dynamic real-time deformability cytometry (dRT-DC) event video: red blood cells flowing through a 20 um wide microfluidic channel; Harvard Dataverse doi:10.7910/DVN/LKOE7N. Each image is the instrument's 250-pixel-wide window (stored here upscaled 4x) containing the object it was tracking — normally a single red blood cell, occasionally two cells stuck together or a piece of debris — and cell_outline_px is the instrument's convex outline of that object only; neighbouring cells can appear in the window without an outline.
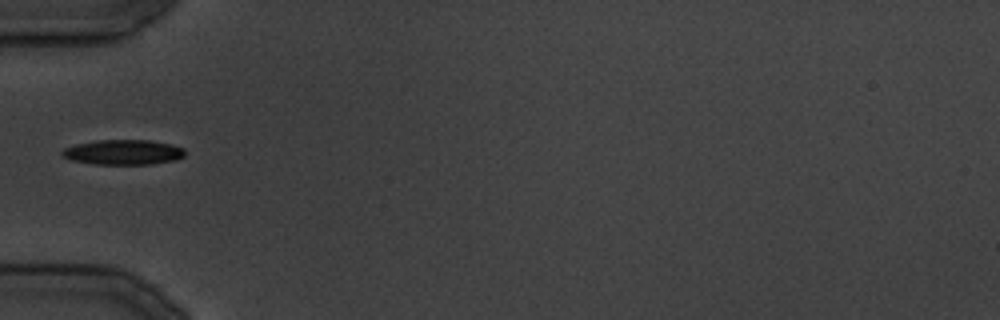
{"species": "common noctule bat (a hibernating species)", "species_latin": "Nyctalus noctula", "temperature_condition": "cold", "stored_images_in_passage": 24, "camera_frame_rate_fps": 3000, "um_per_image_px": 0.085, "animal": {"sex": "male", "body_mass_g": 19.5, "forearm_length_mm": 54.6}, "frame": {"image": 1, "passage_image": 1, "time_ms": 0.0, "image_size_px": [1000, 320], "cell_outline_px": [[184, 156], [176, 160], [152, 164], [96, 164], [72, 160], [60, 156], [60, 152], [64, 148], [76, 144], [96, 140], [148, 140], [168, 144], [184, 148]], "centroid_in_image_um": [10.44, 12.94], "position_along_channel_um": 74.6, "area_um2": 17.86}}
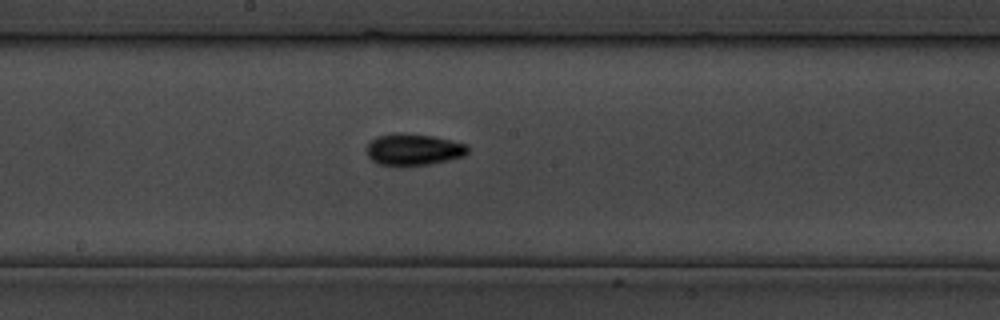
{"frame": {"image": 2, "passage_image": 8, "time_ms": 8.667, "image_size_px": [1000, 320], "cell_outline_px": [[468, 152], [464, 156], [448, 160], [428, 164], [396, 168], [380, 164], [372, 160], [368, 156], [364, 148], [376, 136], [432, 136], [468, 144]], "centroid_in_image_um": [35.14, 12.79], "position_along_channel_um": 213.1, "area_um2": 18.26}}
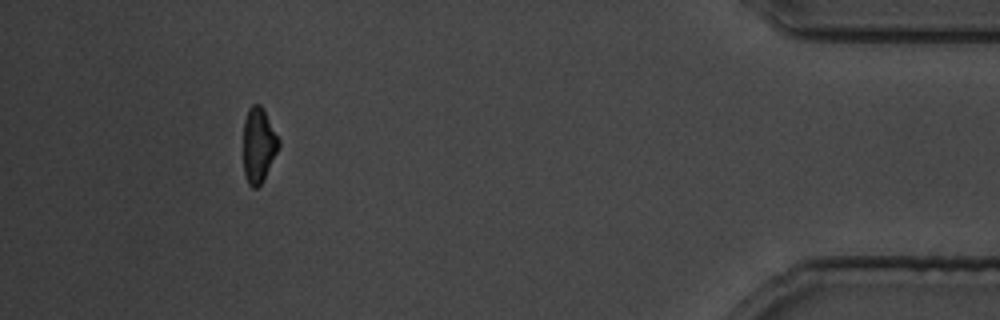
{"frame": {"image": 3, "passage_image": 21, "time_ms": 24.667, "image_size_px": [1000, 320], "cell_outline_px": [[280, 148], [264, 180], [256, 188], [252, 188], [248, 184], [244, 172], [244, 120], [248, 108], [252, 104], [260, 104], [264, 108], [280, 140]], "centroid_in_image_um": [22.0, 12.32], "position_along_channel_um": 413.2, "area_um2": 15.78}}